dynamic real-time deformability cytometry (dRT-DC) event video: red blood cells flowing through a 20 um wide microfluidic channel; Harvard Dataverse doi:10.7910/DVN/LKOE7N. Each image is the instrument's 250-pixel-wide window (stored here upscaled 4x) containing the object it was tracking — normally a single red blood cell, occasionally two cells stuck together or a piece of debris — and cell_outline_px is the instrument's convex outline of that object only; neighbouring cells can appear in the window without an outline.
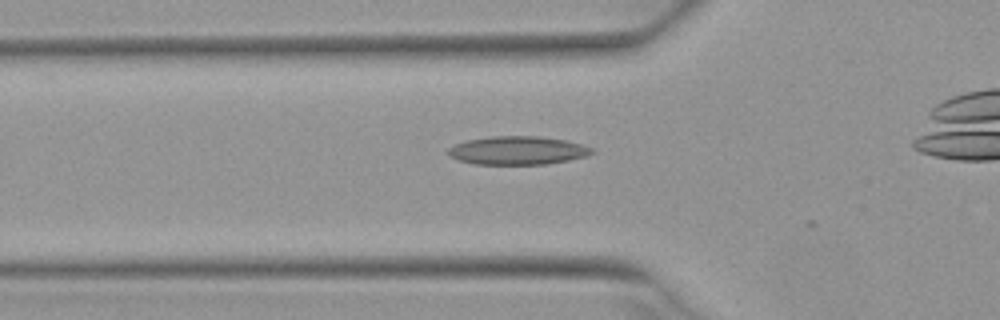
{"species": "Egyptian fruit bat (a non-hibernating species)", "species_latin": "Rousettus aegyptiacus", "temperature_condition": "warm", "stored_images_in_passage": 6, "camera_frame_rate_fps": 3000, "um_per_image_px": 0.085, "animal": {"sex": "female"}, "frame": {"image": 1, "passage_image": 5, "time_ms": 1.333, "image_size_px": [1000, 320], "cell_outline_px": [[596, 152], [588, 156], [568, 160], [544, 164], [472, 164], [460, 160], [452, 156], [448, 152], [448, 148], [456, 144], [468, 140], [492, 136], [536, 136], [564, 140], [580, 144], [592, 148]], "centroid_in_image_um": [44.03, 12.79], "position_along_channel_um": 81.8, "area_um2": 23.52}}